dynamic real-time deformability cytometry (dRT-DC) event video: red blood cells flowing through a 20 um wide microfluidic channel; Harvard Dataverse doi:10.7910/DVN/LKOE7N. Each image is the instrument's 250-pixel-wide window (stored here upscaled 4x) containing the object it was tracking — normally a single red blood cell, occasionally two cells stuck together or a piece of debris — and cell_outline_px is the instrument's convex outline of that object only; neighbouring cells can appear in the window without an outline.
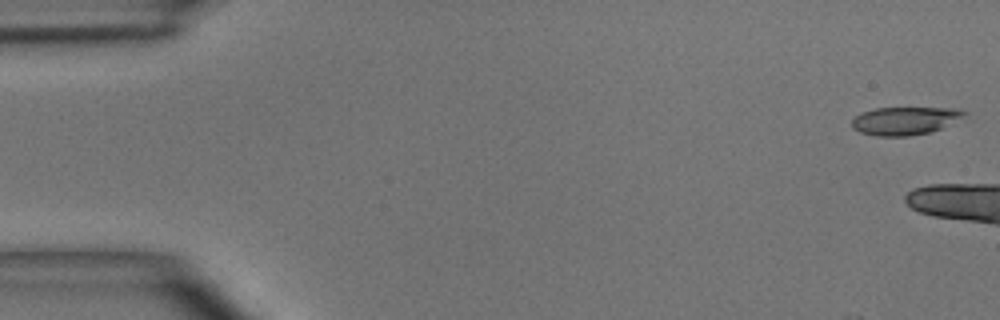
{"species": "common noctule bat (a hibernating species)", "species_latin": "Nyctalus noctula", "temperature_condition": "room temperature", "stored_images_in_passage": 21, "camera_frame_rate_fps": 3000, "um_per_image_px": 0.085, "animal": {"sex": "male", "body_mass_g": 15.6}, "frame": {"image": 1, "passage_image": 1, "time_ms": 0.0, "image_size_px": [1000, 320], "cell_outline_px": [[968, 112], [940, 128], [928, 132], [908, 136], [876, 136], [860, 132], [852, 128], [852, 120], [860, 112], [876, 108], [948, 108]], "centroid_in_image_um": [76.8, 10.26], "position_along_channel_um": 8.2, "area_um2": 17.86}}